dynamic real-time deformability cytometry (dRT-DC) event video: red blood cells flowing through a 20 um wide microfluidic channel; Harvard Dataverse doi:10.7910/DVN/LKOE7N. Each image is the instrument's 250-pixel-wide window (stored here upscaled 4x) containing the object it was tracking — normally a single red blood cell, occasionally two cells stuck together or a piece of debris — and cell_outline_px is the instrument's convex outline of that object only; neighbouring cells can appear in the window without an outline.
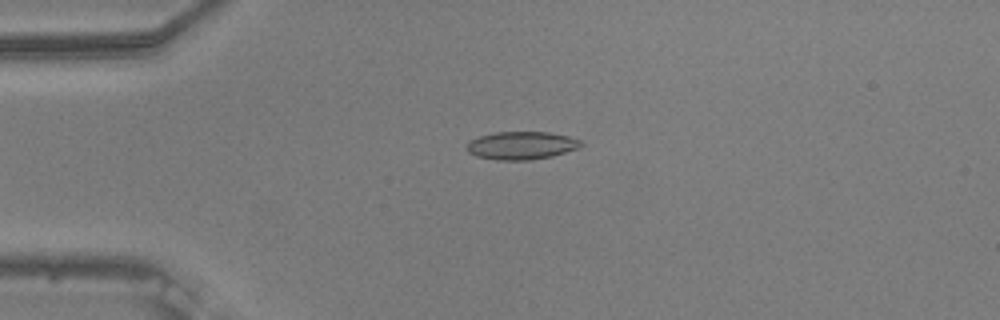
{"species": "common noctule bat (a hibernating species)", "species_latin": "Nyctalus noctula", "temperature_condition": "warm", "stored_images_in_passage": 55, "camera_frame_rate_fps": 3000, "um_per_image_px": 0.085, "animal": {"sex": "male", "body_mass_g": 20.5, "forearm_length_mm": 52.5}, "frame": {"image": 1, "passage_image": 14, "time_ms": 4.333, "image_size_px": [1000, 320], "cell_outline_px": [[584, 144], [576, 148], [552, 156], [532, 160], [500, 160], [476, 156], [468, 152], [464, 148], [472, 140], [480, 136], [496, 132], [548, 132], [568, 136], [580, 140]], "centroid_in_image_um": [44.31, 12.37], "position_along_channel_um": 40.7, "area_um2": 18.44}}
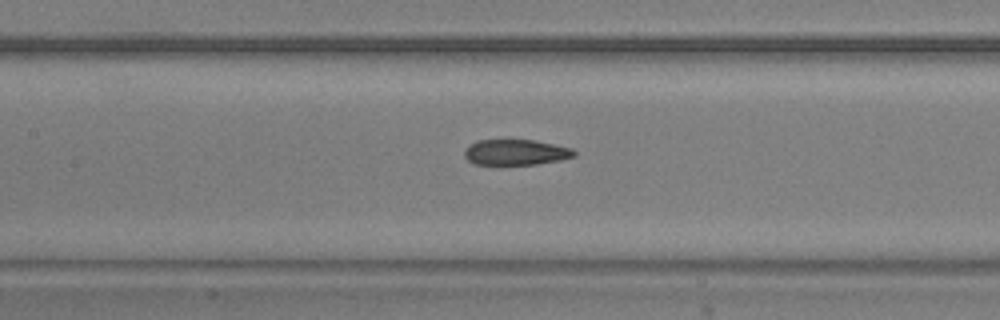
{"frame": {"image": 2, "passage_image": 26, "time_ms": 8.333, "image_size_px": [1000, 320], "cell_outline_px": [[576, 156], [560, 160], [536, 164], [472, 164], [464, 156], [464, 152], [468, 144], [476, 140], [536, 140], [572, 148], [576, 152]], "centroid_in_image_um": [43.83, 12.93], "position_along_channel_um": 163.6, "area_um2": 16.47}}
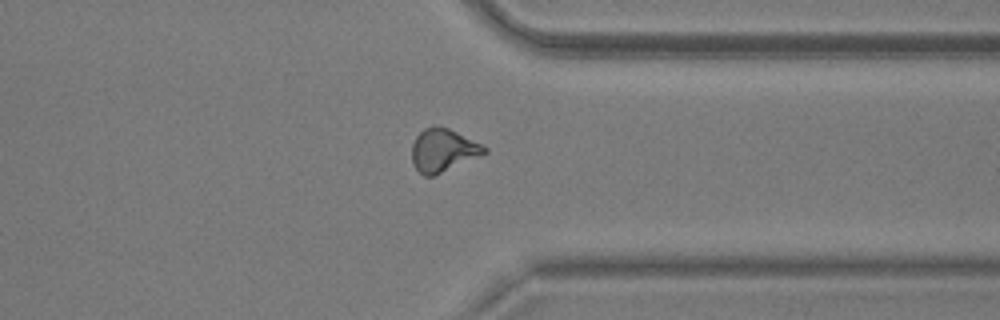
{"frame": {"image": 3, "passage_image": 43, "time_ms": 14.0, "image_size_px": [1000, 320], "cell_outline_px": [[488, 152], [480, 156], [432, 176], [424, 176], [412, 164], [412, 144], [416, 136], [424, 128], [448, 128], [488, 148]], "centroid_in_image_um": [37.64, 12.8], "position_along_channel_um": 373.8, "area_um2": 17.63}, "authors_computed_cell_mechanics": {"area_um2": 17.8602, "velocity_mm_per_s": 3.7686, "shape_relaxation_time_tau1_ms": 4.9059, "shape_relaxation_time_tau2_ms": 2.7713, "deformation_change_tau1": 0.1687, "deformation_change_tau2": 0.1003}}